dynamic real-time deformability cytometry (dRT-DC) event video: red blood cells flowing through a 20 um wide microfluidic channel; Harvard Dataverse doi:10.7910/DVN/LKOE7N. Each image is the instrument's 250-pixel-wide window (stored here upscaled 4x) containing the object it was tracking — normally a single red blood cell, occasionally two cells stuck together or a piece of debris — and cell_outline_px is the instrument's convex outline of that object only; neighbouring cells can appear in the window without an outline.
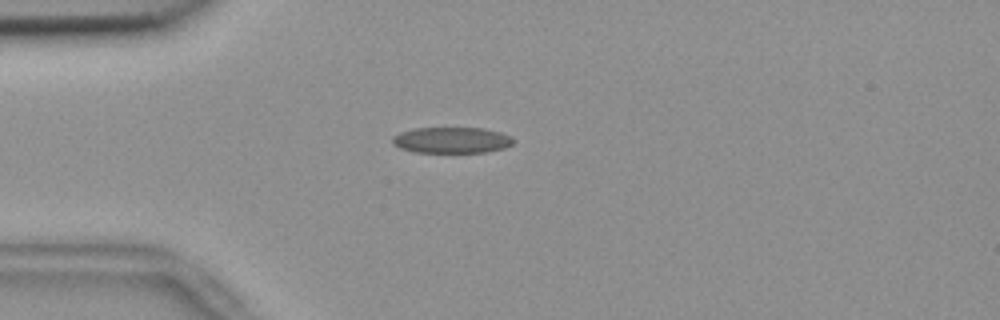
{"species": "common noctule bat (a hibernating species)", "species_latin": "Nyctalus noctula", "temperature_condition": "room temperature", "stored_images_in_passage": 53, "camera_frame_rate_fps": 3000, "um_per_image_px": 0.085, "animal": {"sex": "female", "body_mass_g": 18.4}, "frame": {"image": 1, "passage_image": 13, "time_ms": 4.0, "image_size_px": [1000, 320], "cell_outline_px": [[516, 140], [512, 144], [504, 148], [488, 152], [416, 152], [400, 148], [392, 144], [392, 136], [400, 132], [416, 128], [484, 128], [500, 132], [512, 136]], "centroid_in_image_um": [38.42, 11.91], "position_along_channel_um": 46.6, "area_um2": 18.44}}
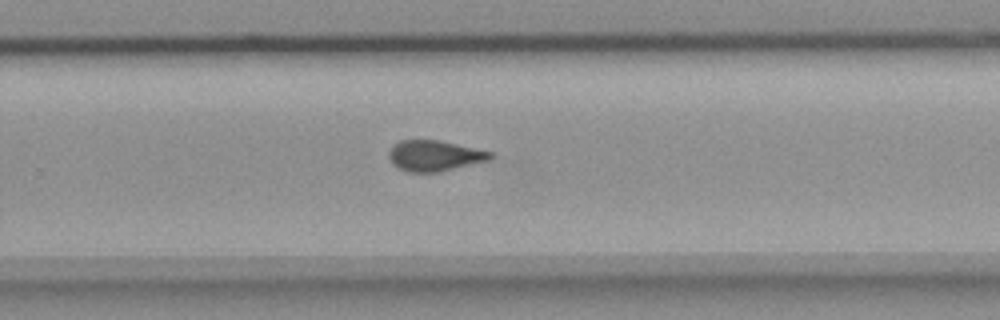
{"frame": {"image": 2, "passage_image": 34, "time_ms": 11.0, "image_size_px": [1000, 320], "cell_outline_px": [[496, 156], [492, 160], [440, 172], [408, 172], [396, 168], [392, 164], [388, 156], [388, 152], [400, 140], [440, 140], [496, 152]], "centroid_in_image_um": [37.02, 13.24], "position_along_channel_um": 292.8, "area_um2": 18.67}}
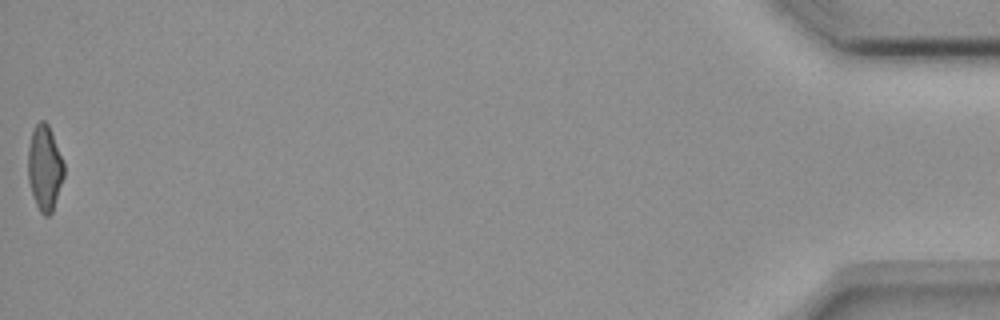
{"frame": {"image": 3, "passage_image": 53, "time_ms": 17.333, "image_size_px": [1000, 320], "cell_outline_px": [[64, 176], [52, 212], [48, 216], [44, 216], [40, 212], [36, 204], [28, 180], [28, 148], [32, 128], [40, 120], [44, 120], [48, 124], [64, 164]], "centroid_in_image_um": [3.78, 14.26], "position_along_channel_um": 431.4, "area_um2": 17.74}, "authors_computed_cell_mechanics": {"area_um2": 18.7272, "velocity_mm_per_s": 3.7486, "shape_relaxation_time_tau1_ms": null, "shape_relaxation_time_tau2_ms": 1.9291, "deformation_change_tau1": null, "deformation_change_tau2": 0.0829}}